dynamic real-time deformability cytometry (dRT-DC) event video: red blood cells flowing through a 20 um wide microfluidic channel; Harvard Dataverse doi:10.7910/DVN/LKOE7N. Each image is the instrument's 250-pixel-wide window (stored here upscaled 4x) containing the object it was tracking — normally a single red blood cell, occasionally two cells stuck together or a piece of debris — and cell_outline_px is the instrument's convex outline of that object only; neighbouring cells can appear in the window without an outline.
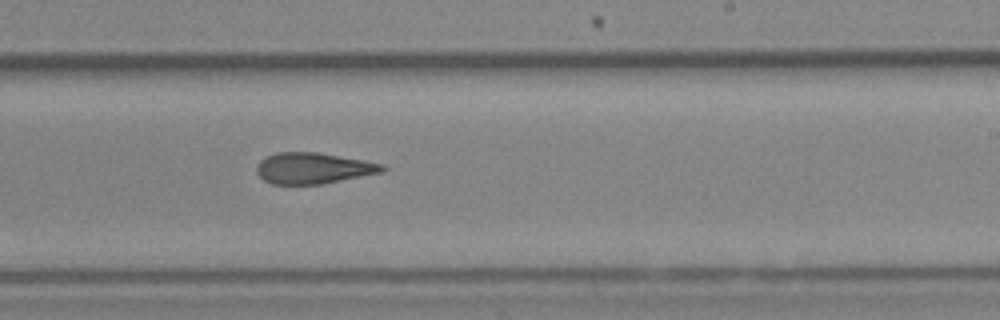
{"species": "Egyptian fruit bat (a non-hibernating species)", "species_latin": "Rousettus aegyptiacus", "temperature_condition": "cold", "stored_images_in_passage": 9, "camera_frame_rate_fps": 3000, "um_per_image_px": 0.085, "animal": {"sex": "female"}, "frame": {"image": 1, "passage_image": 9, "time_ms": 10.333, "image_size_px": [1000, 320], "cell_outline_px": [[388, 168], [384, 172], [320, 184], [272, 184], [264, 180], [256, 172], [256, 168], [260, 160], [276, 152], [316, 152], [364, 160], [384, 164]], "centroid_in_image_um": [26.65, 14.29], "position_along_channel_um": 262.4, "area_um2": 22.72}}